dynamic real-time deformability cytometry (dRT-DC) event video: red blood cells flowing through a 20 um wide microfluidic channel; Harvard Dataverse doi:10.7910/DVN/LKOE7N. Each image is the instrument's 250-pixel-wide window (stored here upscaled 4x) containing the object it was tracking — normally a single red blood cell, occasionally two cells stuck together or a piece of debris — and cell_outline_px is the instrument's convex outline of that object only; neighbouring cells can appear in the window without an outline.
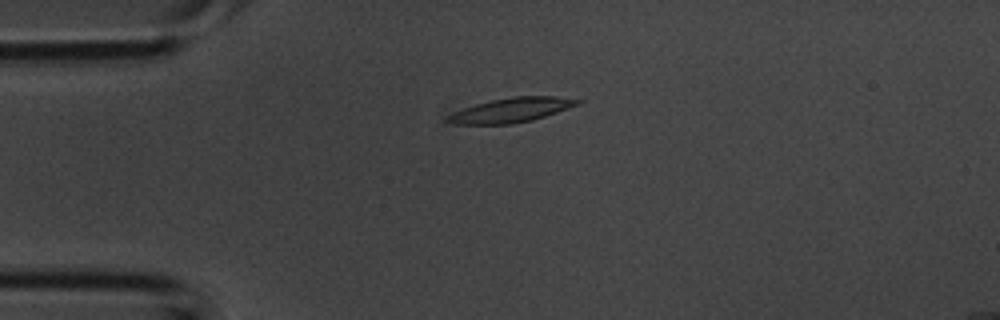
{"species": "common noctule bat (a hibernating species)", "species_latin": "Nyctalus noctula", "temperature_condition": "room temperature", "stored_images_in_passage": 2, "camera_frame_rate_fps": 3000, "um_per_image_px": 0.085, "animal": {"sex": "male", "body_mass_g": 20.1, "forearm_length_mm": 53.5}, "frame": {"image": 1, "passage_image": 1, "time_ms": 0.0, "image_size_px": [1000, 320], "cell_outline_px": [[584, 100], [580, 104], [532, 120], [512, 124], [452, 124], [444, 120], [448, 116], [464, 108], [476, 104], [492, 100], [516, 96], [556, 96]], "centroid_in_image_um": [43.49, 9.35], "position_along_channel_um": 41.5, "area_um2": 18.32}}